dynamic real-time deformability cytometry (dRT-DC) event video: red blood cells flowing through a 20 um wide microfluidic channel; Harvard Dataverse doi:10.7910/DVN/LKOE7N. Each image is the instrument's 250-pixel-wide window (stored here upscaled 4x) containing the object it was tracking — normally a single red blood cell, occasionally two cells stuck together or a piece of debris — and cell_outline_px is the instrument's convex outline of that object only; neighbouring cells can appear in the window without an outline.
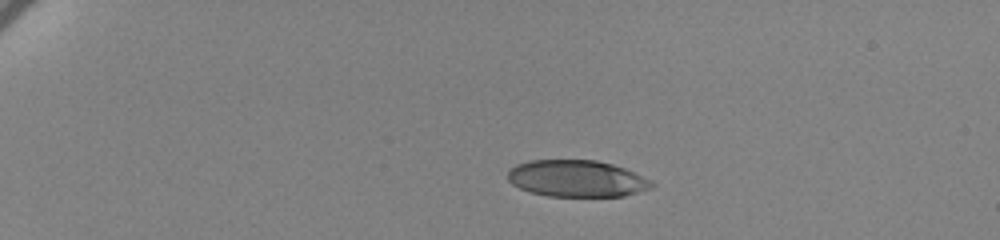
{"species": "human", "species_latin": "Homo sapiens", "temperature_condition": "cold", "stored_images_in_passage": 48, "camera_frame_rate_fps": 3000, "um_per_image_px": 0.085, "donor": {"sex": "female"}, "frame": {"image": 1, "passage_image": 1, "time_ms": 0.0, "image_size_px": [1000, 240], "cell_outline_px": [[656, 184], [652, 188], [624, 196], [548, 196], [532, 192], [520, 188], [512, 184], [508, 180], [508, 172], [516, 164], [528, 160], [596, 160], [612, 164], [624, 168], [652, 180]], "centroid_in_image_um": [49.04, 15.17], "position_along_channel_um": 36.0, "area_um2": 30.81}}
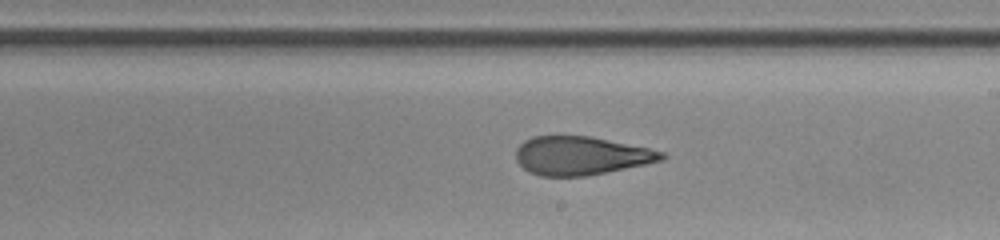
{"frame": {"image": 2, "passage_image": 26, "time_ms": 8.333, "image_size_px": [1000, 240], "cell_outline_px": [[668, 156], [664, 160], [608, 172], [584, 176], [540, 176], [528, 172], [516, 160], [516, 148], [524, 140], [532, 136], [592, 136], [648, 148], [664, 152]], "centroid_in_image_um": [49.38, 13.23], "position_along_channel_um": 239.6, "area_um2": 32.83}}
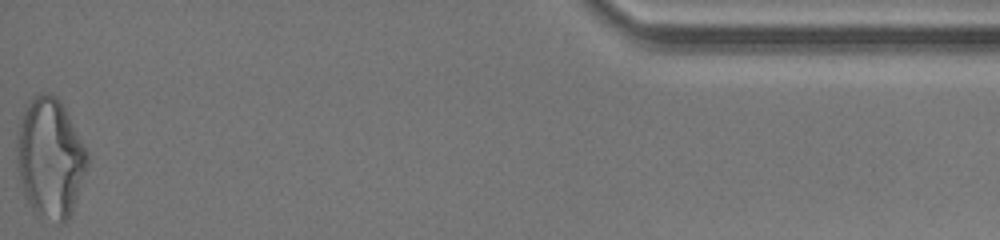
{"frame": {"image": 3, "passage_image": 48, "time_ms": 15.667, "image_size_px": [1000, 240], "cell_outline_px": [[88, 164], [72, 212], [68, 220], [60, 224], [36, 216], [24, 192], [16, 168], [16, 132], [24, 108], [32, 96], [40, 92], [48, 92], [56, 96], [60, 100], [88, 152]], "centroid_in_image_um": [4.23, 13.43], "position_along_channel_um": 431.0, "area_um2": 49.71}, "authors_computed_cell_mechanics": {"area_um2": 34.2176, "velocity_mm_per_s": 3.4543, "shape_relaxation_time_tau1_ms": 10.8152, "shape_relaxation_time_tau2_ms": 1.9127, "deformation_change_tau1": 0.2702, "deformation_change_tau2": 0.1139}}